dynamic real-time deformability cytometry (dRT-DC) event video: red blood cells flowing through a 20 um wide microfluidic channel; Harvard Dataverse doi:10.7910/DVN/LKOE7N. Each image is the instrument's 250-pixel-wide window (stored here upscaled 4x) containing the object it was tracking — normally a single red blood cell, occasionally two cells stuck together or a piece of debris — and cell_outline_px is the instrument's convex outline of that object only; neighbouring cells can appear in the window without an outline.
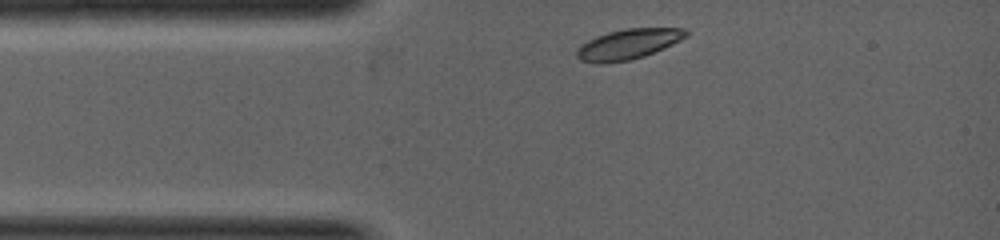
{"species": "common noctule bat (a hibernating species)", "species_latin": "Nyctalus noctula", "temperature_condition": "warm", "stored_images_in_passage": 5, "camera_frame_rate_fps": 5000, "um_per_image_px": 0.085, "animal": {"sex": "female", "body_mass_g": 19.0, "forearm_length_mm": 53.3}, "frame": {"image": 1, "passage_image": 1, "time_ms": 0.0, "image_size_px": [1000, 240], "cell_outline_px": [[688, 36], [664, 48], [644, 56], [628, 60], [600, 64], [596, 64], [580, 60], [576, 56], [576, 52], [580, 44], [596, 36], [608, 32], [624, 28], [684, 28], [688, 32]], "centroid_in_image_um": [53.37, 3.75], "position_along_channel_um": 31.6, "area_um2": 19.31}}
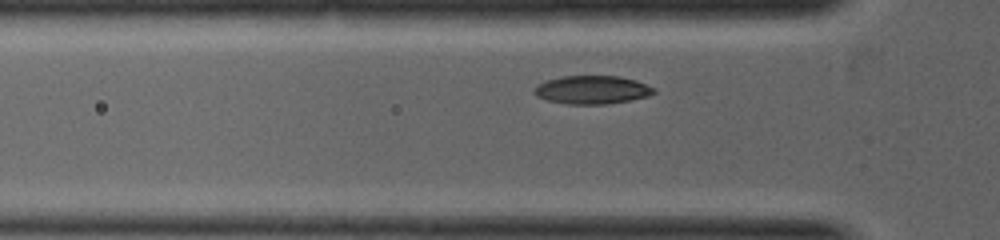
{"frame": {"image": 2, "passage_image": 4, "time_ms": 0.8, "image_size_px": [1000, 240], "cell_outline_px": [[656, 92], [648, 96], [608, 104], [568, 104], [548, 100], [536, 96], [532, 92], [536, 84], [544, 80], [560, 76], [620, 76], [636, 80], [656, 88]], "centroid_in_image_um": [50.3, 7.62], "position_along_channel_um": 75.5, "area_um2": 19.94}}